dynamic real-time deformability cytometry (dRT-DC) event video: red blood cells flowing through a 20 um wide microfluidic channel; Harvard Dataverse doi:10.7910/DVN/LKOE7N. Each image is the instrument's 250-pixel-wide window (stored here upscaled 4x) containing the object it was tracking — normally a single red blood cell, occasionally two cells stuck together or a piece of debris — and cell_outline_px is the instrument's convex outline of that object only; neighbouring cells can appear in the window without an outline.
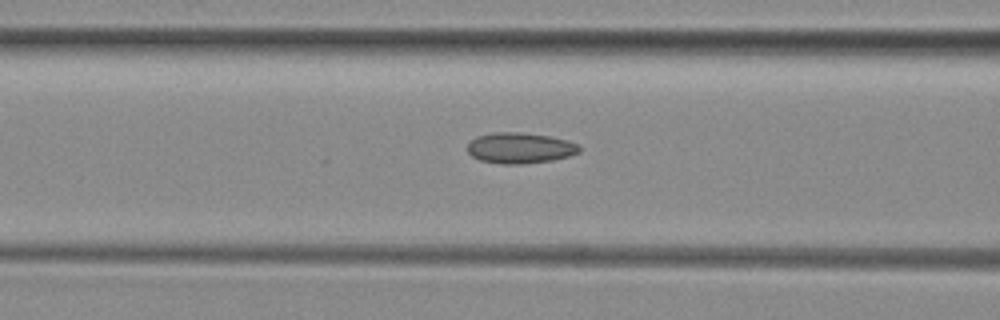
{"species": "common noctule bat (a hibernating species)", "species_latin": "Nyctalus noctula", "temperature_condition": "room temperature", "stored_images_in_passage": 40, "camera_frame_rate_fps": 3000, "um_per_image_px": 0.085, "animal": {"sex": "female", "body_mass_g": 29.2, "forearm_length_mm": 56.3}, "frame": {"image": 1, "passage_image": 20, "time_ms": 6.333, "image_size_px": [1000, 320], "cell_outline_px": [[580, 152], [568, 156], [552, 160], [524, 164], [500, 164], [480, 160], [472, 156], [468, 152], [468, 144], [476, 136], [496, 132], [520, 132], [548, 136], [568, 140], [576, 144], [580, 148]], "centroid_in_image_um": [44.19, 12.58], "position_along_channel_um": 122.4, "area_um2": 20.0}}
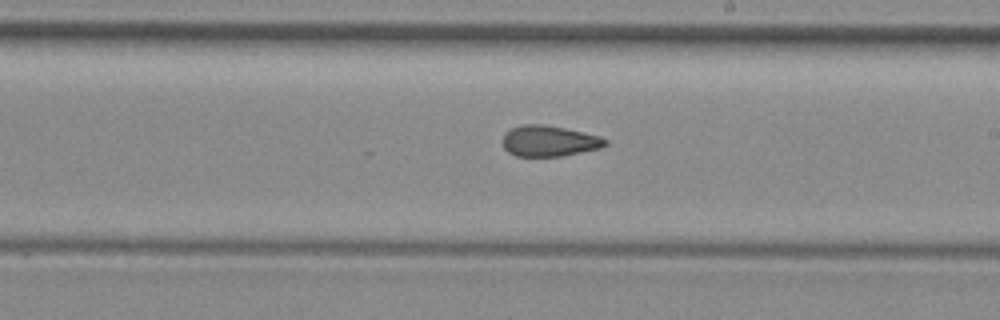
{"frame": {"image": 2, "passage_image": 29, "time_ms": 9.333, "image_size_px": [1000, 320], "cell_outline_px": [[608, 144], [600, 148], [560, 156], [516, 156], [508, 152], [504, 148], [504, 132], [512, 128], [524, 124], [544, 124], [564, 128], [600, 136], [608, 140]], "centroid_in_image_um": [46.68, 11.98], "position_along_channel_um": 242.3, "area_um2": 18.32}}
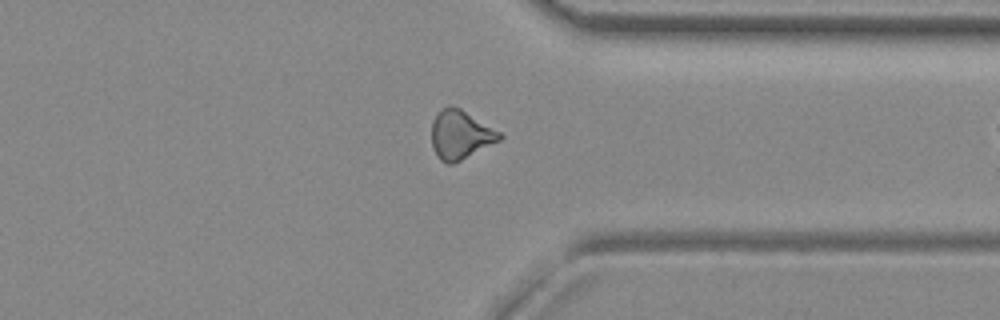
{"frame": {"image": 3, "passage_image": 39, "time_ms": 12.667, "image_size_px": [1000, 320], "cell_outline_px": [[504, 136], [500, 140], [452, 164], [448, 164], [440, 160], [432, 148], [432, 120], [440, 108], [448, 104], [452, 104], [460, 108], [500, 132]], "centroid_in_image_um": [39.1, 11.42], "position_along_channel_um": 372.3, "area_um2": 19.31}}